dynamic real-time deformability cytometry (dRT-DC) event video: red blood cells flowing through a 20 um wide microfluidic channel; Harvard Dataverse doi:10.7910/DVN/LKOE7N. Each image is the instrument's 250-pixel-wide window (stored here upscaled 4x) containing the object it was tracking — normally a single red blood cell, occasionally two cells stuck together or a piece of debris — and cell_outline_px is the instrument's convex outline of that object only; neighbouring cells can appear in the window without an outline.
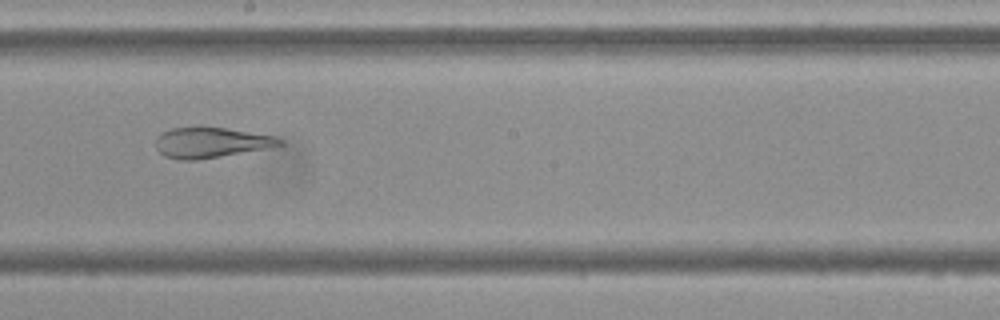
{"species": "Egyptian fruit bat (a non-hibernating species)", "species_latin": "Rousettus aegyptiacus", "temperature_condition": "cold", "stored_images_in_passage": 41, "camera_frame_rate_fps": 3000, "um_per_image_px": 0.085, "frame": {"image": 1, "passage_image": 17, "time_ms": 5.333, "image_size_px": [1000, 320], "cell_outline_px": [[284, 144], [264, 148], [196, 160], [180, 160], [164, 156], [156, 148], [156, 136], [172, 128], [224, 128], [276, 136], [284, 140]], "centroid_in_image_um": [17.91, 12.12], "position_along_channel_um": 230.3, "area_um2": 21.39}}
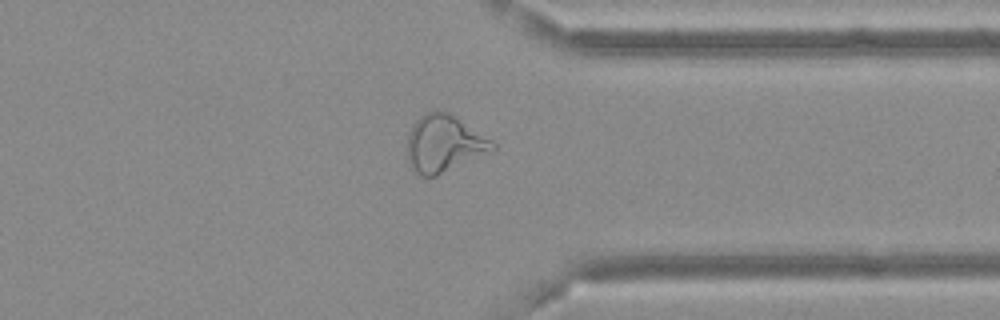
{"frame": {"image": 2, "passage_image": 29, "time_ms": 9.333, "image_size_px": [1000, 320], "cell_outline_px": [[496, 148], [436, 176], [420, 176], [412, 168], [408, 160], [408, 136], [412, 124], [424, 112], [432, 108], [436, 108], [448, 112], [456, 116], [492, 140], [496, 144]], "centroid_in_image_um": [37.71, 12.15], "position_along_channel_um": 373.7, "area_um2": 28.26}}
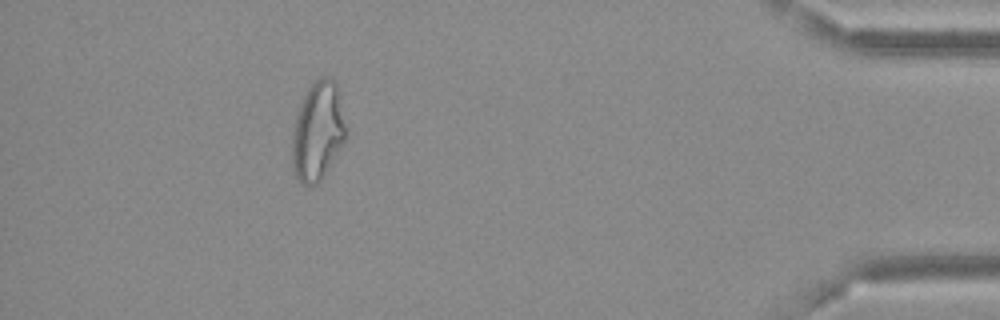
{"frame": {"image": 3, "passage_image": 36, "time_ms": 11.667, "image_size_px": [1000, 320], "cell_outline_px": [[348, 136], [324, 176], [316, 184], [300, 184], [296, 176], [292, 164], [292, 128], [300, 104], [308, 88], [316, 80], [324, 76], [328, 76], [336, 84]], "centroid_in_image_um": [27.0, 11.18], "position_along_channel_um": 408.2, "area_um2": 30.87}, "authors_computed_cell_mechanics": {"area_um2": 26.7036, "velocity_mm_per_s": 3.6598, "shape_relaxation_time_tau1_ms": null, "shape_relaxation_time_tau2_ms": 3.0097, "deformation_change_tau1": null, "deformation_change_tau2": 0.0681}}